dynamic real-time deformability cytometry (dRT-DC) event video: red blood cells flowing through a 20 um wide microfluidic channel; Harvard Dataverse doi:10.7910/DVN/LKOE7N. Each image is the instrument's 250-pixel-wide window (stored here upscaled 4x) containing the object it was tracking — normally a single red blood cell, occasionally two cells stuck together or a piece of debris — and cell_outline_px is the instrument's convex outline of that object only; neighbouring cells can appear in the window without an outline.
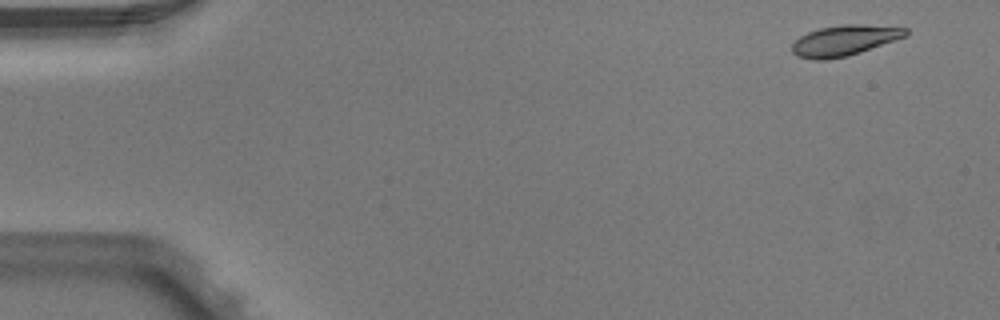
{"species": "Egyptian fruit bat (a non-hibernating species)", "species_latin": "Rousettus aegyptiacus", "temperature_condition": "warm", "stored_images_in_passage": 3, "camera_frame_rate_fps": 3000, "um_per_image_px": 0.085, "animal": {"sex": "male"}, "frame": {"image": 1, "passage_image": 1, "time_ms": 0.0, "image_size_px": [1000, 320], "cell_outline_px": [[908, 36], [848, 56], [824, 60], [812, 60], [796, 56], [792, 52], [792, 44], [800, 36], [808, 32], [820, 28], [844, 24], [864, 24], [908, 28]], "centroid_in_image_um": [71.78, 3.44], "position_along_channel_um": 13.2, "area_um2": 20.35}}
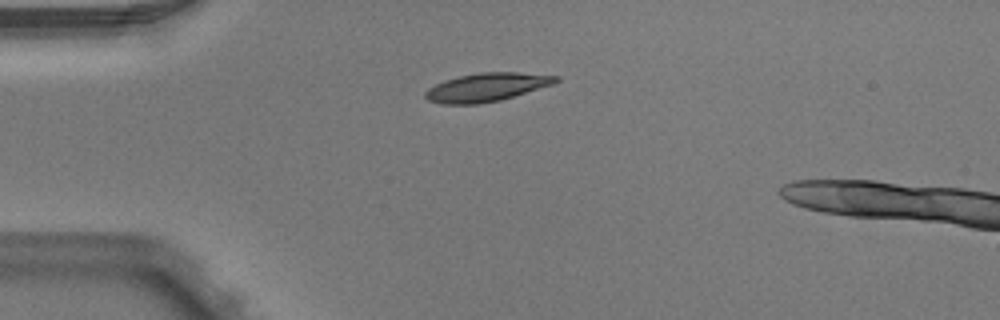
{"frame": {"image": 2, "passage_image": 3, "time_ms": 0.667, "image_size_px": [1000, 320], "cell_outline_px": [[560, 80], [552, 84], [500, 100], [480, 104], [440, 104], [428, 100], [424, 96], [424, 92], [428, 88], [444, 80], [460, 76], [480, 72], [516, 72], [560, 76]], "centroid_in_image_um": [41.33, 7.41], "position_along_channel_um": 43.7, "area_um2": 21.5}}